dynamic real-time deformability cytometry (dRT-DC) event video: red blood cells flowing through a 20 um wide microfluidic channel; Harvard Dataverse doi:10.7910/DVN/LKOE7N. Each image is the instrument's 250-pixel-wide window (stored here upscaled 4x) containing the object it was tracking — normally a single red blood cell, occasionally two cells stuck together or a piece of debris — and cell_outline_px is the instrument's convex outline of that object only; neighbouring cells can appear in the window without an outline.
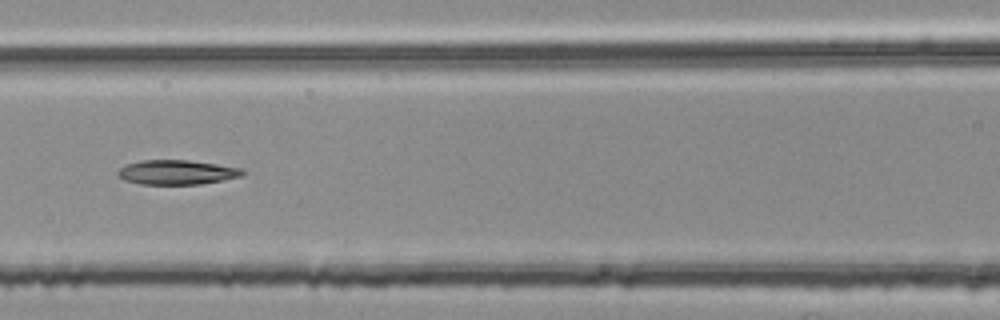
{"species": "common noctule bat (a hibernating species)", "species_latin": "Nyctalus noctula", "temperature_condition": "room temperature", "stored_images_in_passage": 5, "camera_frame_rate_fps": 3000, "um_per_image_px": 0.085, "animal": {"sex": "female", "body_mass_g": 25.1}, "frame": {"image": 1, "passage_image": 5, "time_ms": 1.333, "image_size_px": [1000, 320], "cell_outline_px": [[244, 176], [224, 180], [200, 184], [140, 184], [124, 180], [116, 176], [116, 172], [124, 164], [140, 160], [188, 160], [244, 168]], "centroid_in_image_um": [15.01, 14.64], "position_along_channel_um": 151.6, "area_um2": 18.09}}